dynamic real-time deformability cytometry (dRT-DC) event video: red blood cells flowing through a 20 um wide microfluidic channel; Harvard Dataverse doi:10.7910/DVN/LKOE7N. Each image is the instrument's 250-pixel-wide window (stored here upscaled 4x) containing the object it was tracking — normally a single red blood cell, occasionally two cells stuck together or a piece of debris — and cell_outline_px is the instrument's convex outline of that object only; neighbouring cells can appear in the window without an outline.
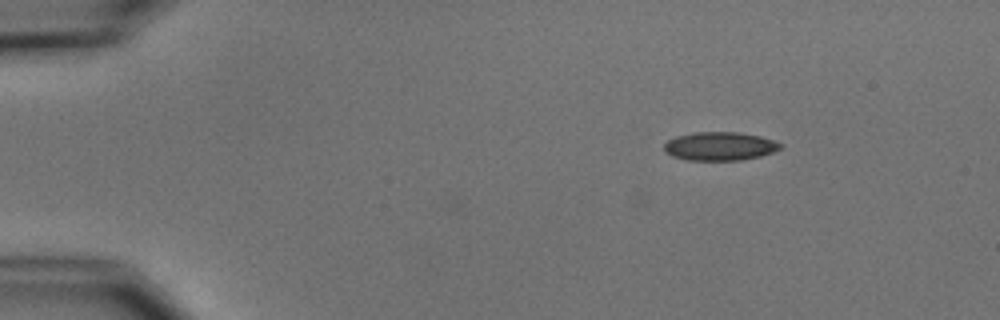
{"species": "common noctule bat (a hibernating species)", "species_latin": "Nyctalus noctula", "temperature_condition": "cold", "stored_images_in_passage": 2, "camera_frame_rate_fps": 3000, "um_per_image_px": 0.085, "animal": {"sex": "male", "body_mass_g": 15.6}, "frame": {"image": 1, "passage_image": 2, "time_ms": 2.0, "image_size_px": [1000, 320], "cell_outline_px": [[784, 148], [760, 156], [740, 160], [688, 160], [672, 156], [664, 152], [664, 144], [668, 140], [676, 136], [692, 132], [740, 132], [760, 136], [784, 144]], "centroid_in_image_um": [61.19, 12.42], "position_along_channel_um": 23.8, "area_um2": 19.48}}